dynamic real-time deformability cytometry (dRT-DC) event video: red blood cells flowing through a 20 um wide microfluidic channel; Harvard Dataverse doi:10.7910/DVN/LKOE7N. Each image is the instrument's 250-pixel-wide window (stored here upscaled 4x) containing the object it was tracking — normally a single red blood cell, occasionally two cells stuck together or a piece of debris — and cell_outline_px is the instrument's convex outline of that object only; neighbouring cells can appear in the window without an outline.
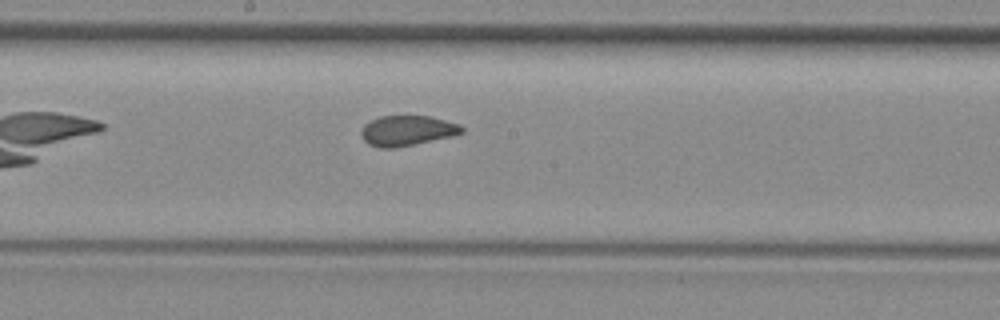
{"species": "common noctule bat (a hibernating species)", "species_latin": "Nyctalus noctula", "temperature_condition": "room temperature", "stored_images_in_passage": 5, "camera_frame_rate_fps": 3000, "um_per_image_px": 0.085, "animal": {"sex": "female", "body_mass_g": 29.2, "forearm_length_mm": 56.3}, "frame": {"image": 1, "passage_image": 5, "time_ms": 5.667, "image_size_px": [1000, 320], "cell_outline_px": [[464, 132], [452, 136], [392, 148], [380, 148], [368, 144], [364, 140], [360, 132], [364, 124], [380, 116], [428, 116], [460, 124], [464, 128]], "centroid_in_image_um": [34.59, 11.1], "position_along_channel_um": 213.6, "area_um2": 17.51}}